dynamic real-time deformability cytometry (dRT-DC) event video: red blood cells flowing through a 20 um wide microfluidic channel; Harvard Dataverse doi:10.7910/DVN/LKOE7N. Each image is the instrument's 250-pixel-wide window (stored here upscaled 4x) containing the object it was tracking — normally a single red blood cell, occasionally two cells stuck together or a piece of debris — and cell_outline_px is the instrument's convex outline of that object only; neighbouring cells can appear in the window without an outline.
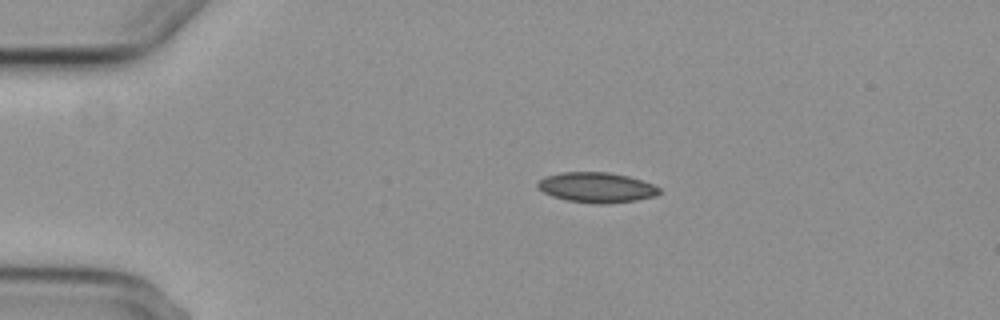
{"species": "common noctule bat (a hibernating species)", "species_latin": "Nyctalus noctula", "temperature_condition": "cold", "stored_images_in_passage": 4, "camera_frame_rate_fps": 3000, "um_per_image_px": 0.085, "animal": {"sex": "female", "body_mass_g": 29.2, "forearm_length_mm": 56.3}, "frame": {"image": 1, "passage_image": 1, "time_ms": 0.0, "image_size_px": [1000, 320], "cell_outline_px": [[660, 192], [656, 196], [636, 200], [604, 204], [596, 204], [564, 200], [552, 196], [536, 188], [536, 184], [544, 176], [560, 172], [608, 172], [628, 176], [652, 184], [660, 188]], "centroid_in_image_um": [50.67, 15.93], "position_along_channel_um": 34.3, "area_um2": 21.5}}
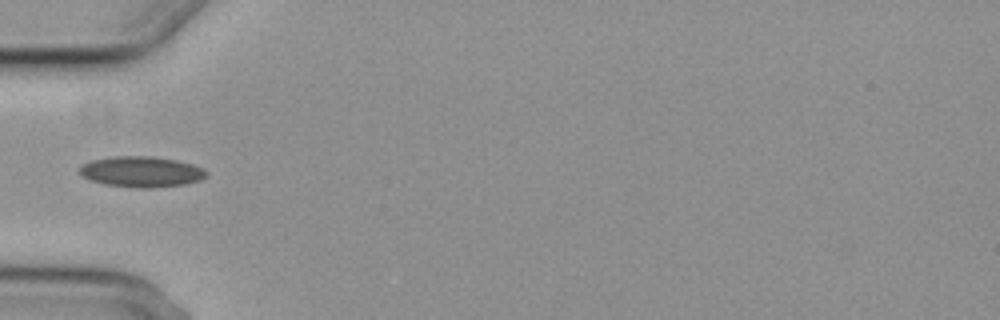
{"frame": {"image": 2, "passage_image": 3, "time_ms": 2.333, "image_size_px": [1000, 320], "cell_outline_px": [[208, 176], [200, 180], [184, 184], [152, 188], [136, 188], [104, 184], [92, 180], [84, 176], [80, 172], [80, 168], [84, 164], [92, 160], [112, 156], [152, 156], [176, 160], [192, 164], [204, 168], [208, 172]], "centroid_in_image_um": [12.07, 14.6], "position_along_channel_um": 72.9, "area_um2": 22.66}}
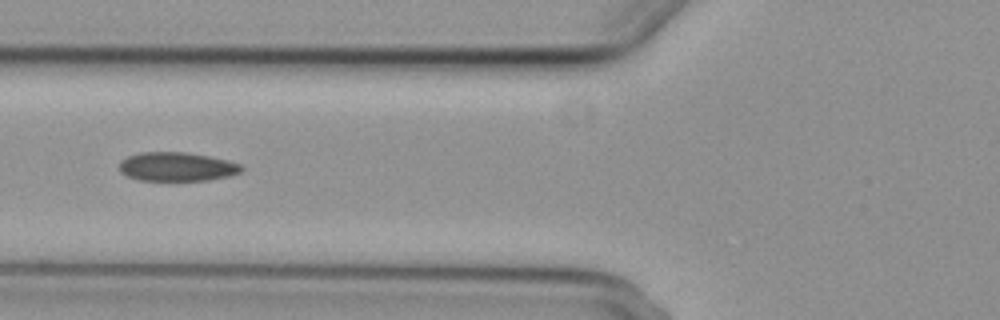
{"frame": {"image": 3, "passage_image": 4, "time_ms": 3.333, "image_size_px": [1000, 320], "cell_outline_px": [[244, 168], [240, 172], [232, 176], [208, 180], [140, 180], [128, 176], [120, 172], [120, 160], [128, 156], [140, 152], [184, 152], [208, 156], [228, 160], [240, 164]], "centroid_in_image_um": [15.05, 14.17], "position_along_channel_um": 110.7, "area_um2": 20.58}}